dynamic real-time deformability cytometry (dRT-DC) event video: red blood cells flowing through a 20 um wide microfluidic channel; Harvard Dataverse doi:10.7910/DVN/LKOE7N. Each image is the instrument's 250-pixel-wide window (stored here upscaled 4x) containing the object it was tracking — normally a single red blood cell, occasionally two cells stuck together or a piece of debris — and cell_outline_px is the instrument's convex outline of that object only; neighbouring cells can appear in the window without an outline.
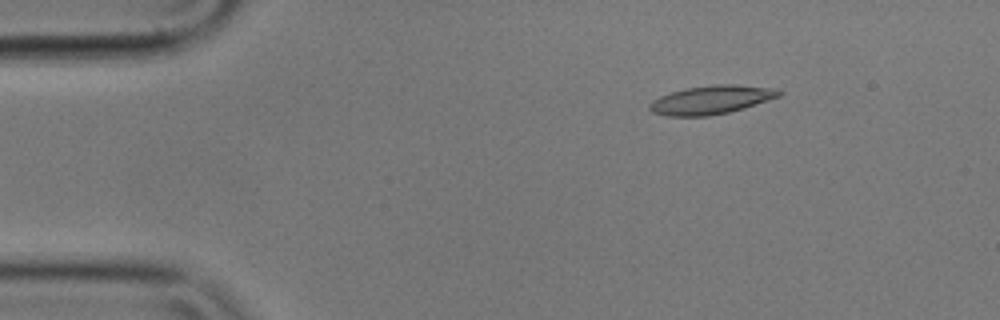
{"species": "common noctule bat (a hibernating species)", "species_latin": "Nyctalus noctula", "temperature_condition": "cold", "stored_images_in_passage": 6, "camera_frame_rate_fps": 3000, "um_per_image_px": 0.085, "animal": {"sex": "male", "body_mass_g": 17.9}, "frame": {"image": 1, "passage_image": 3, "time_ms": 0.667, "image_size_px": [1000, 320], "cell_outline_px": [[784, 92], [780, 96], [744, 108], [728, 112], [708, 116], [668, 116], [652, 112], [648, 108], [648, 104], [652, 100], [660, 96], [684, 88], [716, 84], [736, 84], [780, 88]], "centroid_in_image_um": [60.49, 8.47], "position_along_channel_um": 24.5, "area_um2": 21.79}}